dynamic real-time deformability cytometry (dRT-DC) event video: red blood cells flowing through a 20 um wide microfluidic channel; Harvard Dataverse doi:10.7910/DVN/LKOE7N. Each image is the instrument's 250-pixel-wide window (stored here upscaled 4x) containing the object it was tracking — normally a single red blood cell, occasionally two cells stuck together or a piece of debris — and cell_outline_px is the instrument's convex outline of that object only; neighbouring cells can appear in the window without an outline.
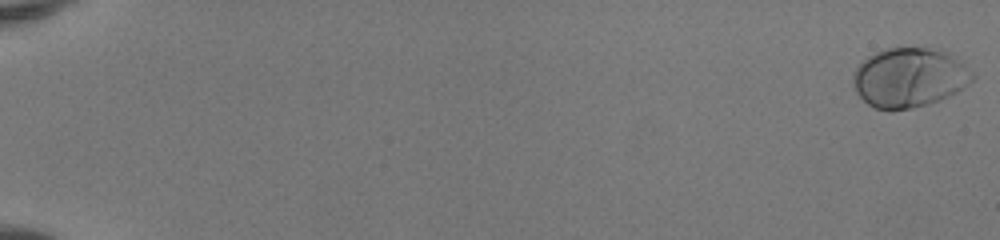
{"species": "human", "species_latin": "Homo sapiens", "temperature_condition": "room temperature", "stored_images_in_passage": 52, "camera_frame_rate_fps": 3000, "um_per_image_px": 0.085, "donor": {"sex": "female"}, "frame": {"image": 1, "passage_image": 1, "time_ms": 0.0, "image_size_px": [1000, 240], "cell_outline_px": [[976, 76], [968, 84], [956, 92], [948, 96], [928, 104], [912, 108], [876, 108], [868, 104], [856, 92], [852, 84], [852, 76], [856, 68], [868, 56], [884, 48], [940, 48], [952, 52]], "centroid_in_image_um": [77.31, 6.55], "position_along_channel_um": 7.7, "area_um2": 41.33}}
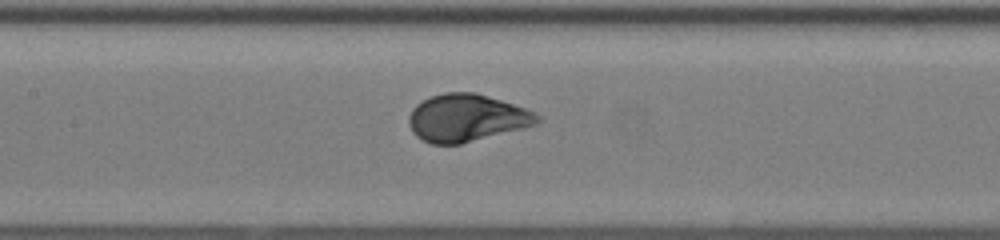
{"frame": {"image": 2, "passage_image": 28, "time_ms": 9.0, "image_size_px": [1000, 240], "cell_outline_px": [[540, 120], [536, 124], [524, 128], [460, 144], [432, 144], [416, 136], [412, 132], [408, 124], [408, 116], [412, 108], [416, 104], [432, 96], [444, 92], [476, 92], [524, 108], [540, 116]], "centroid_in_image_um": [39.62, 10.02], "position_along_channel_um": 167.8, "area_um2": 35.32}}
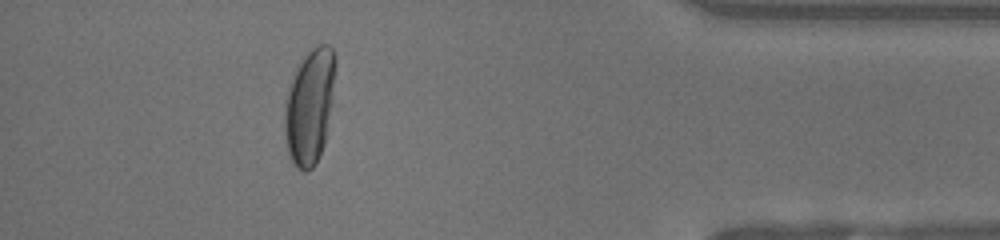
{"frame": {"image": 3, "passage_image": 48, "time_ms": 15.667, "image_size_px": [1000, 240], "cell_outline_px": [[336, 60], [332, 100], [324, 144], [320, 156], [316, 164], [308, 172], [304, 172], [296, 168], [288, 156], [284, 128], [284, 100], [288, 88], [296, 68], [304, 52], [320, 44], [328, 44], [332, 48], [336, 56]], "centroid_in_image_um": [26.3, 9.03], "position_along_channel_um": 408.9, "area_um2": 34.68}, "authors_computed_cell_mechanics": {"area_um2": 36.703, "velocity_mm_per_s": 4.1148, "shape_relaxation_time_tau1_ms": 2.1596, "shape_relaxation_time_tau2_ms": null, "deformation_change_tau1": 0.1632, "deformation_change_tau2": null}}